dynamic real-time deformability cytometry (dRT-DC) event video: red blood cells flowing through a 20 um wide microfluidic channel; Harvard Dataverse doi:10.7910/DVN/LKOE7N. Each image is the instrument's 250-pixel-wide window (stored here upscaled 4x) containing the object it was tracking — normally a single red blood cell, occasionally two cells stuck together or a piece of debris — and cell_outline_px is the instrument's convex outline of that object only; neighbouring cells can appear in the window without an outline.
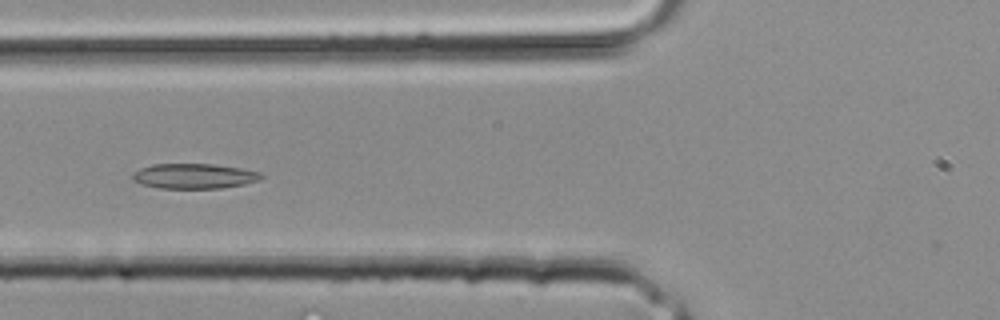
{"species": "common noctule bat (a hibernating species)", "species_latin": "Nyctalus noctula", "temperature_condition": "room temperature", "stored_images_in_passage": 31, "camera_frame_rate_fps": 3000, "um_per_image_px": 0.085, "animal": {"sex": "male", "body_mass_g": 20.4}, "frame": {"image": 1, "passage_image": 11, "time_ms": 3.333, "image_size_px": [1000, 320], "cell_outline_px": [[264, 176], [260, 180], [244, 184], [220, 188], [160, 188], [144, 184], [132, 180], [132, 172], [140, 168], [152, 164], [212, 164], [240, 168], [260, 172]], "centroid_in_image_um": [16.5, 14.96], "position_along_channel_um": 109.3, "area_um2": 18.73}}
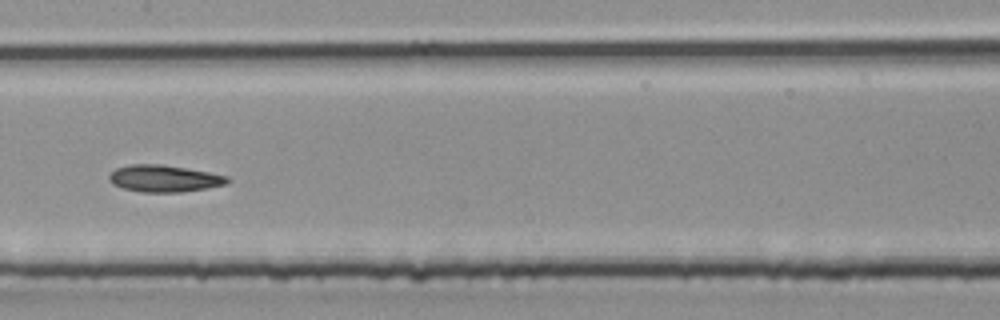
{"frame": {"image": 2, "passage_image": 15, "time_ms": 4.667, "image_size_px": [1000, 320], "cell_outline_px": [[232, 180], [228, 184], [208, 188], [180, 192], [140, 192], [124, 188], [112, 184], [108, 180], [108, 176], [116, 168], [132, 164], [160, 164], [188, 168], [228, 176]], "centroid_in_image_um": [13.98, 15.17], "position_along_channel_um": 193.4, "area_um2": 18.67}}
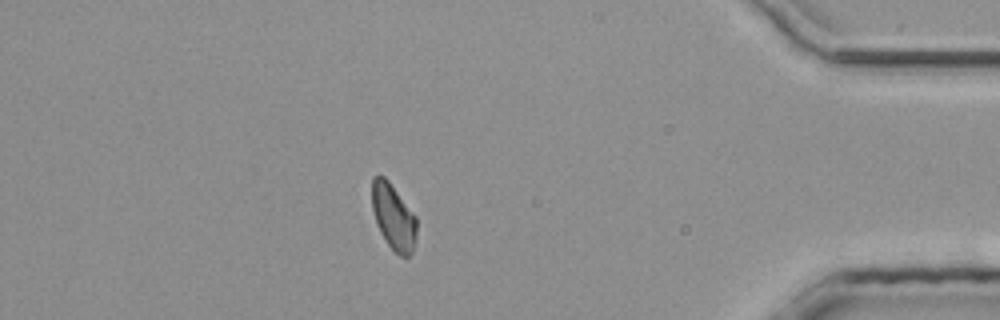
{"frame": {"image": 3, "passage_image": 27, "time_ms": 8.667, "image_size_px": [1000, 320], "cell_outline_px": [[416, 236], [412, 252], [408, 256], [400, 256], [392, 252], [380, 232], [372, 208], [372, 176], [384, 176], [388, 180], [416, 216]], "centroid_in_image_um": [33.44, 18.46], "position_along_channel_um": 401.8, "area_um2": 17.11}}